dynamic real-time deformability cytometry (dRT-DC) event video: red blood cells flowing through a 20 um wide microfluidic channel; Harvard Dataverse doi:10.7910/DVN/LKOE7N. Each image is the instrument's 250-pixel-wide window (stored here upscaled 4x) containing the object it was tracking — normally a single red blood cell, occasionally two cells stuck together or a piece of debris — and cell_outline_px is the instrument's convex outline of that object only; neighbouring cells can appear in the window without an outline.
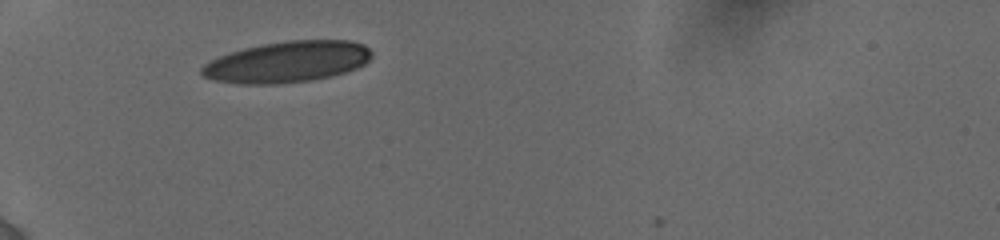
{"species": "human", "species_latin": "Homo sapiens", "temperature_condition": "cold", "stored_images_in_passage": 14, "camera_frame_rate_fps": 3000, "um_per_image_px": 0.085, "donor": {"sex": "female"}, "frame": {"image": 1, "passage_image": 1, "time_ms": 0.0, "image_size_px": [1000, 240], "cell_outline_px": [[372, 56], [364, 64], [356, 68], [332, 76], [312, 80], [280, 84], [240, 84], [216, 80], [204, 76], [200, 72], [200, 68], [204, 64], [220, 56], [244, 48], [264, 44], [288, 40], [352, 40], [364, 44], [372, 52]], "centroid_in_image_um": [24.45, 5.26], "position_along_channel_um": 60.6, "area_um2": 40.69}}
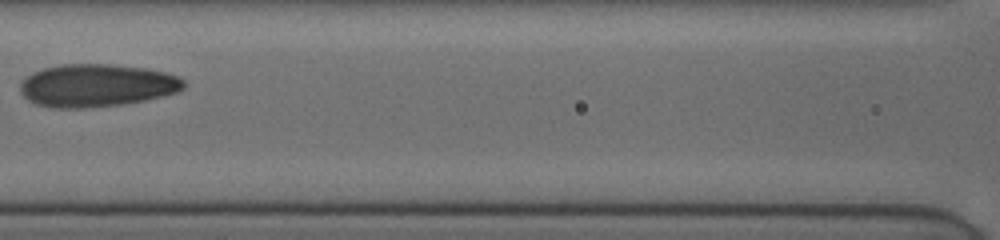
{"frame": {"image": 2, "passage_image": 8, "time_ms": 3.0, "image_size_px": [1000, 240], "cell_outline_px": [[184, 88], [176, 92], [144, 100], [124, 104], [84, 108], [56, 108], [36, 104], [28, 100], [20, 92], [20, 84], [32, 72], [44, 68], [60, 64], [112, 64], [144, 68], [164, 72], [180, 76], [184, 80]], "centroid_in_image_um": [8.21, 7.26], "position_along_channel_um": 158.4, "area_um2": 40.69}}
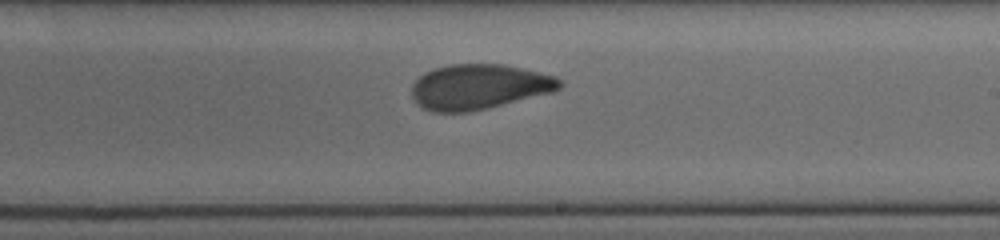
{"frame": {"image": 3, "passage_image": 14, "time_ms": 5.333, "image_size_px": [1000, 240], "cell_outline_px": [[564, 84], [560, 88], [552, 92], [488, 108], [468, 112], [432, 112], [424, 108], [412, 96], [412, 84], [424, 72], [436, 68], [452, 64], [504, 64], [556, 76], [564, 80]], "centroid_in_image_um": [40.75, 7.37], "position_along_channel_um": 248.3, "area_um2": 38.84}}